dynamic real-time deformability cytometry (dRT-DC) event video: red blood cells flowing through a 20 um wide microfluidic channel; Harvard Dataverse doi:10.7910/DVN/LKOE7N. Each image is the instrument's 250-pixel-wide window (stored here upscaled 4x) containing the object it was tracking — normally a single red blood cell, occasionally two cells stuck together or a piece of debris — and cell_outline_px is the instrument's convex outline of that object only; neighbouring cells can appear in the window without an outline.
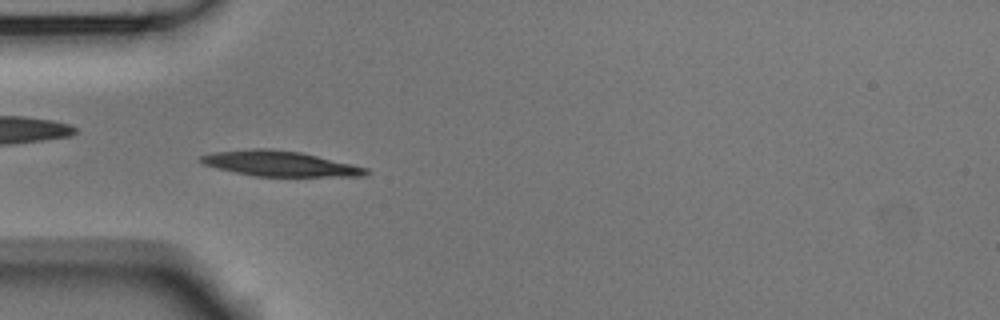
{"species": "Egyptian fruit bat (a non-hibernating species)", "species_latin": "Rousettus aegyptiacus", "temperature_condition": "room temperature", "stored_images_in_passage": 50, "camera_frame_rate_fps": 3000, "um_per_image_px": 0.085, "animal": {"sex": "male"}, "frame": {"image": 1, "passage_image": 12, "time_ms": 3.667, "image_size_px": [1000, 320], "cell_outline_px": [[372, 172], [364, 176], [256, 176], [216, 168], [204, 164], [196, 160], [200, 156], [212, 152], [252, 148], [272, 148], [300, 152], [352, 164], [368, 168]], "centroid_in_image_um": [23.76, 13.9], "position_along_channel_um": 61.2, "area_um2": 24.39}}
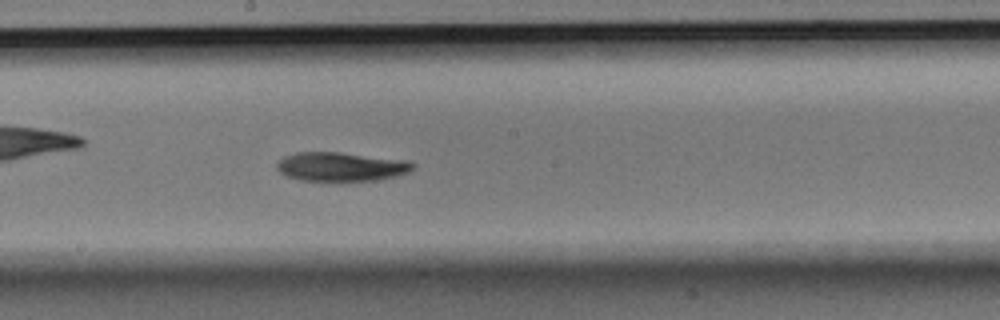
{"frame": {"image": 2, "passage_image": 25, "time_ms": 8.0, "image_size_px": [1000, 320], "cell_outline_px": [[416, 164], [408, 172], [396, 176], [376, 180], [348, 184], [340, 184], [300, 180], [288, 176], [280, 172], [276, 168], [276, 164], [284, 156], [296, 152], [340, 152], [408, 160]], "centroid_in_image_um": [28.99, 14.21], "position_along_channel_um": 219.2, "area_um2": 24.04}}
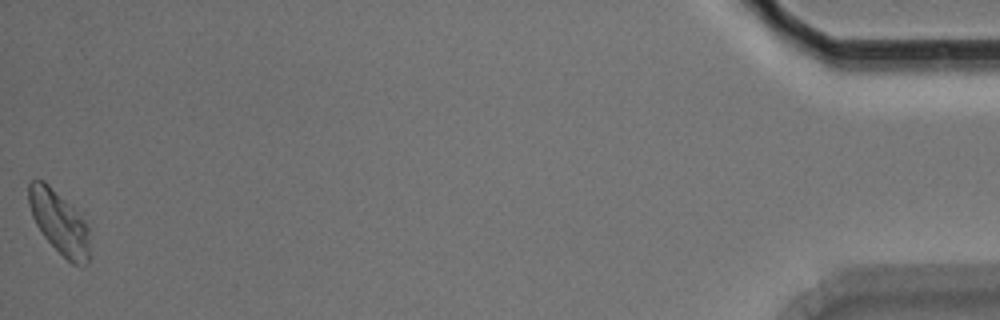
{"frame": {"image": 3, "passage_image": 50, "time_ms": 16.333, "image_size_px": [1000, 320], "cell_outline_px": [[88, 264], [80, 268], [72, 264], [44, 236], [36, 224], [32, 216], [28, 204], [28, 184], [32, 180], [44, 180], [84, 220], [88, 228]], "centroid_in_image_um": [5.01, 18.92], "position_along_channel_um": 430.2, "area_um2": 21.91}, "authors_computed_cell_mechanics": {"area_um2": 22.4842, "velocity_mm_per_s": 3.6831, "shape_relaxation_time_tau1_ms": 2.7591, "shape_relaxation_time_tau2_ms": null, "deformation_change_tau1": 0.1189, "deformation_change_tau2": null}}